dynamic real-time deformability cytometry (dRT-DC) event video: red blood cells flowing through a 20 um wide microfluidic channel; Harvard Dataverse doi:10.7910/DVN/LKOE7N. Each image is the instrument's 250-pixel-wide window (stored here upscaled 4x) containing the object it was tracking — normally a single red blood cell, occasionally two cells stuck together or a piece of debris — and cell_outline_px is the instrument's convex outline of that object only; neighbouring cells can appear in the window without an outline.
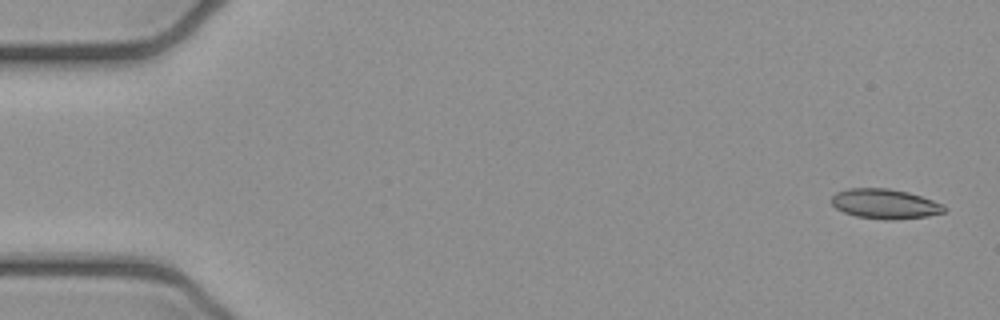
{"species": "common noctule bat (a hibernating species)", "species_latin": "Nyctalus noctula", "temperature_condition": "cold", "stored_images_in_passage": 6, "camera_frame_rate_fps": 3000, "um_per_image_px": 0.085, "animal": {"sex": "female", "body_mass_g": 21.9}, "frame": {"image": 1, "passage_image": 1, "time_ms": 0.0, "image_size_px": [1000, 320], "cell_outline_px": [[948, 208], [944, 212], [928, 216], [892, 220], [884, 220], [856, 216], [844, 212], [836, 208], [832, 204], [832, 196], [836, 192], [848, 188], [888, 188], [908, 192], [944, 204]], "centroid_in_image_um": [75.23, 17.33], "position_along_channel_um": 9.8, "area_um2": 19.65}}
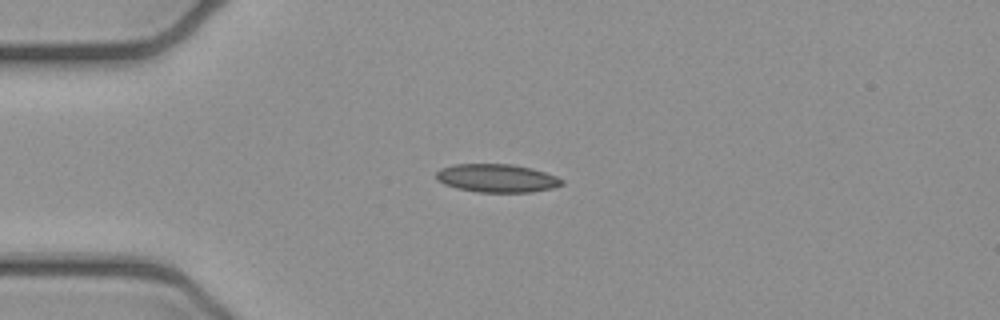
{"frame": {"image": 2, "passage_image": 4, "time_ms": 1.0, "image_size_px": [1000, 320], "cell_outline_px": [[564, 184], [552, 188], [532, 192], [476, 192], [456, 188], [444, 184], [436, 180], [436, 172], [440, 168], [456, 164], [512, 164], [532, 168], [556, 176], [564, 180]], "centroid_in_image_um": [42.22, 15.15], "position_along_channel_um": 42.8, "area_um2": 20.81}}
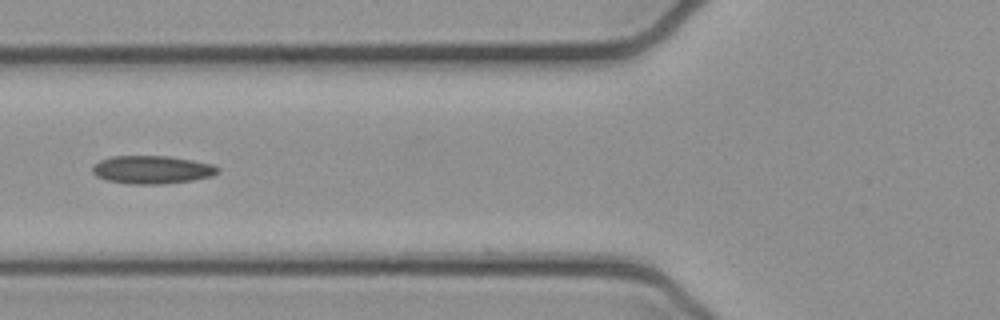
{"frame": {"image": 3, "passage_image": 6, "time_ms": 1.667, "image_size_px": [1000, 320], "cell_outline_px": [[220, 172], [212, 176], [192, 180], [164, 184], [132, 184], [108, 180], [96, 176], [92, 172], [92, 168], [100, 160], [112, 156], [168, 156], [192, 160], [212, 164], [220, 168]], "centroid_in_image_um": [12.95, 14.42], "position_along_channel_um": 112.8, "area_um2": 20.46}}